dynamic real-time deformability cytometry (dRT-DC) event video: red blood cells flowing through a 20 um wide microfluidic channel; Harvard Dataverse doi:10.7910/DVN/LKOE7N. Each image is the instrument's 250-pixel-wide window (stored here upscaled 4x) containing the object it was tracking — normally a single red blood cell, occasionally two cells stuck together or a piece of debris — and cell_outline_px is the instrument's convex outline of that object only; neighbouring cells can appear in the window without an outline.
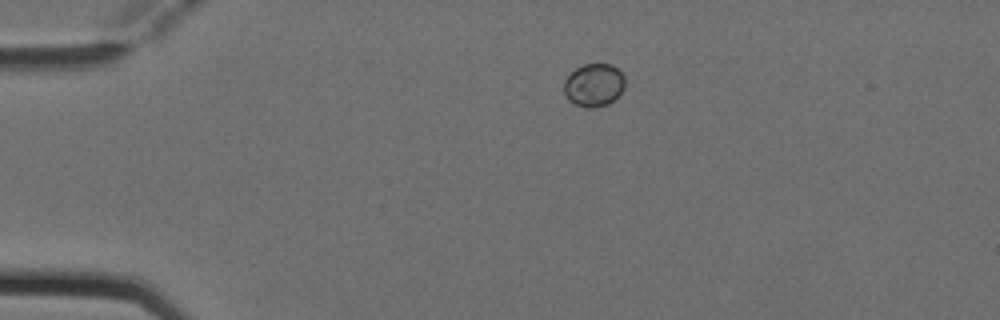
{"species": "Egyptian fruit bat (a non-hibernating species)", "species_latin": "Rousettus aegyptiacus", "temperature_condition": "cold", "stored_images_in_passage": 4, "camera_frame_rate_fps": 3000, "um_per_image_px": 0.085, "animal": {"sex": "female"}, "frame": {"image": 1, "passage_image": 1, "time_ms": 0.0, "image_size_px": [1000, 320], "cell_outline_px": [[624, 88], [608, 104], [596, 108], [588, 108], [576, 104], [568, 100], [564, 92], [564, 80], [576, 68], [584, 64], [612, 64], [624, 76]], "centroid_in_image_um": [50.46, 7.23], "position_along_channel_um": 34.5, "area_um2": 15.14}}
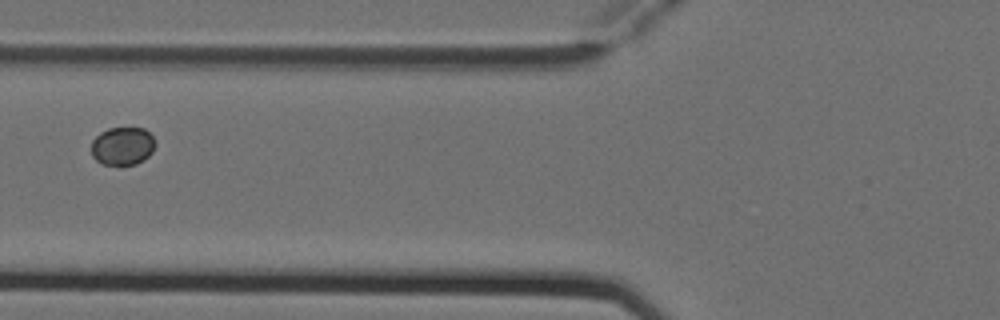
{"frame": {"image": 2, "passage_image": 4, "time_ms": 1.0, "image_size_px": [1000, 320], "cell_outline_px": [[152, 152], [144, 160], [136, 164], [120, 168], [104, 164], [96, 160], [92, 156], [92, 140], [100, 132], [108, 128], [144, 128], [152, 136]], "centroid_in_image_um": [10.37, 12.46], "position_along_channel_um": 115.4, "area_um2": 14.39}}